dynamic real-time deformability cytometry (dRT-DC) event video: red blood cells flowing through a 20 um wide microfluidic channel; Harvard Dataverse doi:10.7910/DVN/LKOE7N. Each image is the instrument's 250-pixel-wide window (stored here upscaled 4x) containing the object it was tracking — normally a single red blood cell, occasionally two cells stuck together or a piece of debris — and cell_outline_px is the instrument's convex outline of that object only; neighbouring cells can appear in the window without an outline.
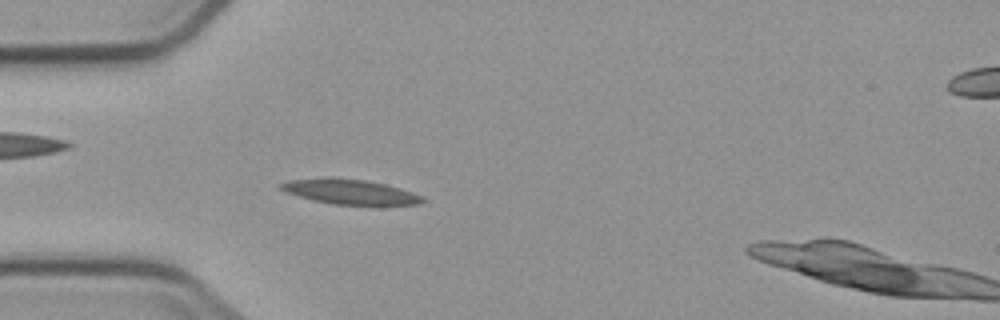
{"species": "common noctule bat (a hibernating species)", "species_latin": "Nyctalus noctula", "temperature_condition": "cold", "stored_images_in_passage": 5, "camera_frame_rate_fps": 3000, "um_per_image_px": 0.085, "animal": {"sex": "male", "body_mass_g": 23.1, "forearm_length_mm": 52.7}, "frame": {"image": 1, "passage_image": 4, "time_ms": 3.667, "image_size_px": [1000, 320], "cell_outline_px": [[428, 200], [420, 204], [376, 208], [332, 204], [312, 200], [276, 188], [276, 184], [288, 180], [328, 176], [332, 176], [364, 180], [384, 184], [400, 188], [424, 196]], "centroid_in_image_um": [29.82, 16.34], "position_along_channel_um": 55.2, "area_um2": 22.02}}